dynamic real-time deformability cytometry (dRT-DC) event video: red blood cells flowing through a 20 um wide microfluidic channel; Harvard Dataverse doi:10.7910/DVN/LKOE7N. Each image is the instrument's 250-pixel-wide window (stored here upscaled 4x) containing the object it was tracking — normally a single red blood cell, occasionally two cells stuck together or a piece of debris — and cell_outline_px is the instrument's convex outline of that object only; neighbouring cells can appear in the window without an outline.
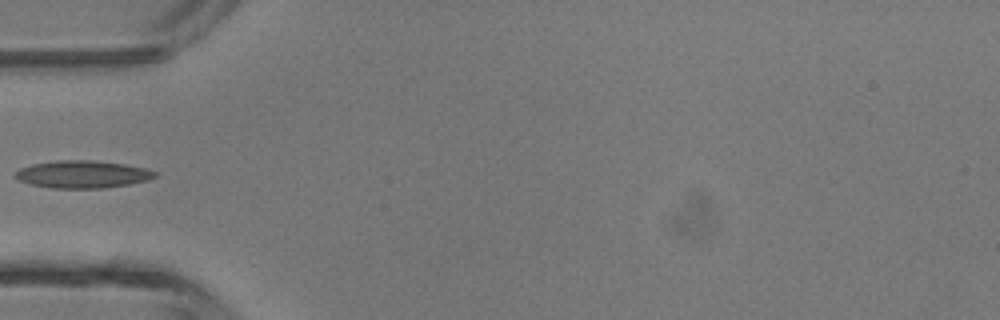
{"species": "common noctule bat (a hibernating species)", "species_latin": "Nyctalus noctula", "temperature_condition": "room temperature", "stored_images_in_passage": 5, "camera_frame_rate_fps": 3000, "um_per_image_px": 0.085, "animal": {"sex": "male", "body_mass_g": 13.3}, "frame": {"image": 1, "passage_image": 5, "time_ms": 1.333, "image_size_px": [1000, 320], "cell_outline_px": [[156, 176], [148, 180], [128, 184], [104, 188], [52, 188], [32, 184], [20, 180], [16, 176], [16, 172], [20, 168], [32, 164], [60, 160], [88, 160], [124, 164], [148, 168], [156, 172]], "centroid_in_image_um": [7.05, 14.81], "position_along_channel_um": 77.9, "area_um2": 22.08}}